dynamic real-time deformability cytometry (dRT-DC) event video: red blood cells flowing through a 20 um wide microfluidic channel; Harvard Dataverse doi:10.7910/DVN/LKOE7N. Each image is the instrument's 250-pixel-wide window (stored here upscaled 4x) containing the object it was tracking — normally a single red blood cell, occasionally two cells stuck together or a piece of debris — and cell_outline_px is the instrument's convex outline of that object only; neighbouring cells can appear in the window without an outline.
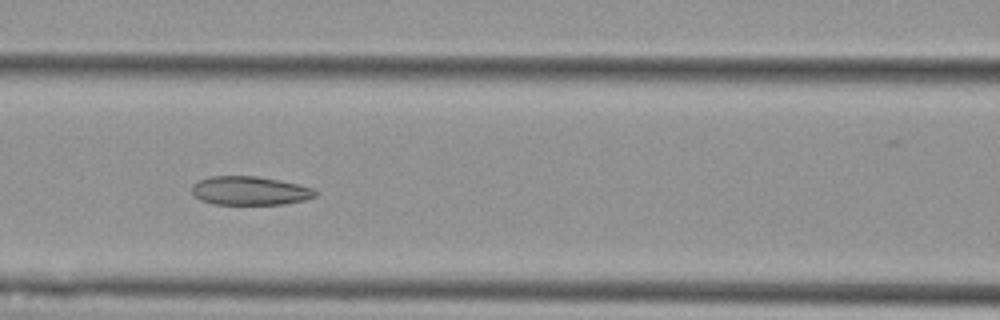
{"species": "Egyptian fruit bat (a non-hibernating species)", "species_latin": "Rousettus aegyptiacus", "temperature_condition": "cold", "stored_images_in_passage": 4, "camera_frame_rate_fps": 3000, "um_per_image_px": 0.085, "animal": {"sex": "female"}, "frame": {"image": 1, "passage_image": 3, "time_ms": 2.0, "image_size_px": [1000, 320], "cell_outline_px": [[316, 196], [304, 200], [284, 204], [212, 204], [200, 200], [192, 192], [192, 184], [208, 176], [256, 176], [296, 184], [312, 188], [316, 192]], "centroid_in_image_um": [21.19, 16.21], "position_along_channel_um": 145.4, "area_um2": 20.46}}
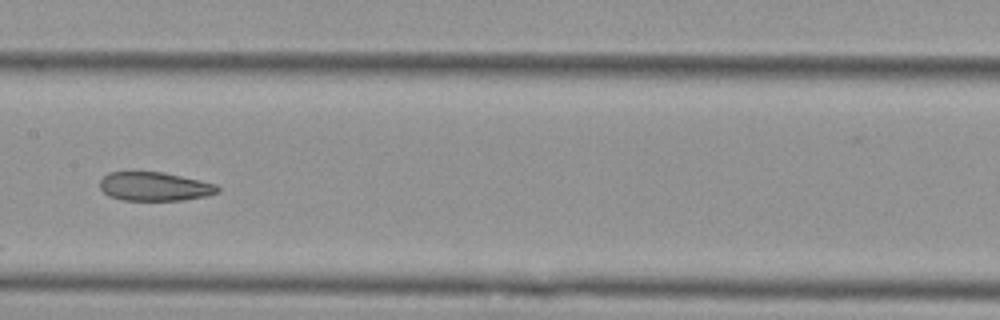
{"frame": {"image": 2, "passage_image": 4, "time_ms": 3.333, "image_size_px": [1000, 320], "cell_outline_px": [[220, 192], [204, 196], [184, 200], [120, 200], [108, 196], [100, 188], [100, 180], [108, 172], [164, 172], [200, 180], [216, 184], [220, 188]], "centroid_in_image_um": [13.14, 15.85], "position_along_channel_um": 194.3, "area_um2": 19.83}}